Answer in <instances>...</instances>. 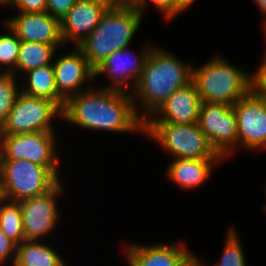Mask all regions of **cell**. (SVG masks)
<instances>
[{
	"instance_id": "15",
	"label": "cell",
	"mask_w": 266,
	"mask_h": 266,
	"mask_svg": "<svg viewBox=\"0 0 266 266\" xmlns=\"http://www.w3.org/2000/svg\"><path fill=\"white\" fill-rule=\"evenodd\" d=\"M201 99L193 81L177 89L144 123L195 124Z\"/></svg>"
},
{
	"instance_id": "31",
	"label": "cell",
	"mask_w": 266,
	"mask_h": 266,
	"mask_svg": "<svg viewBox=\"0 0 266 266\" xmlns=\"http://www.w3.org/2000/svg\"><path fill=\"white\" fill-rule=\"evenodd\" d=\"M196 0H173V18L189 9Z\"/></svg>"
},
{
	"instance_id": "18",
	"label": "cell",
	"mask_w": 266,
	"mask_h": 266,
	"mask_svg": "<svg viewBox=\"0 0 266 266\" xmlns=\"http://www.w3.org/2000/svg\"><path fill=\"white\" fill-rule=\"evenodd\" d=\"M224 159H172L166 174L183 190H194L208 182L213 175L214 167Z\"/></svg>"
},
{
	"instance_id": "20",
	"label": "cell",
	"mask_w": 266,
	"mask_h": 266,
	"mask_svg": "<svg viewBox=\"0 0 266 266\" xmlns=\"http://www.w3.org/2000/svg\"><path fill=\"white\" fill-rule=\"evenodd\" d=\"M64 258L43 240H24L17 245L13 266H67Z\"/></svg>"
},
{
	"instance_id": "28",
	"label": "cell",
	"mask_w": 266,
	"mask_h": 266,
	"mask_svg": "<svg viewBox=\"0 0 266 266\" xmlns=\"http://www.w3.org/2000/svg\"><path fill=\"white\" fill-rule=\"evenodd\" d=\"M17 13H37L46 11L47 0H11L7 5Z\"/></svg>"
},
{
	"instance_id": "3",
	"label": "cell",
	"mask_w": 266,
	"mask_h": 266,
	"mask_svg": "<svg viewBox=\"0 0 266 266\" xmlns=\"http://www.w3.org/2000/svg\"><path fill=\"white\" fill-rule=\"evenodd\" d=\"M143 18L136 7L110 6L96 28L77 47L95 70L114 51L130 45Z\"/></svg>"
},
{
	"instance_id": "22",
	"label": "cell",
	"mask_w": 266,
	"mask_h": 266,
	"mask_svg": "<svg viewBox=\"0 0 266 266\" xmlns=\"http://www.w3.org/2000/svg\"><path fill=\"white\" fill-rule=\"evenodd\" d=\"M0 228L17 245L25 240L19 202L6 199L0 201Z\"/></svg>"
},
{
	"instance_id": "33",
	"label": "cell",
	"mask_w": 266,
	"mask_h": 266,
	"mask_svg": "<svg viewBox=\"0 0 266 266\" xmlns=\"http://www.w3.org/2000/svg\"><path fill=\"white\" fill-rule=\"evenodd\" d=\"M181 266H204L203 263L193 253L182 263Z\"/></svg>"
},
{
	"instance_id": "17",
	"label": "cell",
	"mask_w": 266,
	"mask_h": 266,
	"mask_svg": "<svg viewBox=\"0 0 266 266\" xmlns=\"http://www.w3.org/2000/svg\"><path fill=\"white\" fill-rule=\"evenodd\" d=\"M183 241L139 245H124V254L129 266H181L192 254Z\"/></svg>"
},
{
	"instance_id": "19",
	"label": "cell",
	"mask_w": 266,
	"mask_h": 266,
	"mask_svg": "<svg viewBox=\"0 0 266 266\" xmlns=\"http://www.w3.org/2000/svg\"><path fill=\"white\" fill-rule=\"evenodd\" d=\"M25 82L21 83V92L55 102L63 109L65 100L59 95L52 65H46L23 74ZM25 83V85H24Z\"/></svg>"
},
{
	"instance_id": "11",
	"label": "cell",
	"mask_w": 266,
	"mask_h": 266,
	"mask_svg": "<svg viewBox=\"0 0 266 266\" xmlns=\"http://www.w3.org/2000/svg\"><path fill=\"white\" fill-rule=\"evenodd\" d=\"M153 45L151 42L145 43L144 48L140 49L141 53L138 51L136 55L129 49L131 46L114 51L94 70V80L102 74L108 75L112 82L104 88L129 92L131 86L133 91Z\"/></svg>"
},
{
	"instance_id": "4",
	"label": "cell",
	"mask_w": 266,
	"mask_h": 266,
	"mask_svg": "<svg viewBox=\"0 0 266 266\" xmlns=\"http://www.w3.org/2000/svg\"><path fill=\"white\" fill-rule=\"evenodd\" d=\"M216 54L203 65H192V81L201 102L233 106L251 91V72L244 70V66L232 65L221 54Z\"/></svg>"
},
{
	"instance_id": "21",
	"label": "cell",
	"mask_w": 266,
	"mask_h": 266,
	"mask_svg": "<svg viewBox=\"0 0 266 266\" xmlns=\"http://www.w3.org/2000/svg\"><path fill=\"white\" fill-rule=\"evenodd\" d=\"M57 48L54 45L21 41L15 76L21 72L24 74L30 70L52 65Z\"/></svg>"
},
{
	"instance_id": "9",
	"label": "cell",
	"mask_w": 266,
	"mask_h": 266,
	"mask_svg": "<svg viewBox=\"0 0 266 266\" xmlns=\"http://www.w3.org/2000/svg\"><path fill=\"white\" fill-rule=\"evenodd\" d=\"M197 124L224 160L237 151V119L233 106L201 102Z\"/></svg>"
},
{
	"instance_id": "6",
	"label": "cell",
	"mask_w": 266,
	"mask_h": 266,
	"mask_svg": "<svg viewBox=\"0 0 266 266\" xmlns=\"http://www.w3.org/2000/svg\"><path fill=\"white\" fill-rule=\"evenodd\" d=\"M59 180L44 166L28 160H0L3 199L20 202L50 191Z\"/></svg>"
},
{
	"instance_id": "36",
	"label": "cell",
	"mask_w": 266,
	"mask_h": 266,
	"mask_svg": "<svg viewBox=\"0 0 266 266\" xmlns=\"http://www.w3.org/2000/svg\"><path fill=\"white\" fill-rule=\"evenodd\" d=\"M3 199L2 190H1V183H0V201Z\"/></svg>"
},
{
	"instance_id": "35",
	"label": "cell",
	"mask_w": 266,
	"mask_h": 266,
	"mask_svg": "<svg viewBox=\"0 0 266 266\" xmlns=\"http://www.w3.org/2000/svg\"><path fill=\"white\" fill-rule=\"evenodd\" d=\"M11 2V0H0V5H4L5 7H7V5Z\"/></svg>"
},
{
	"instance_id": "13",
	"label": "cell",
	"mask_w": 266,
	"mask_h": 266,
	"mask_svg": "<svg viewBox=\"0 0 266 266\" xmlns=\"http://www.w3.org/2000/svg\"><path fill=\"white\" fill-rule=\"evenodd\" d=\"M5 19V20H4ZM2 21L18 36L20 41L39 42L64 47L60 20L46 11L37 13H16Z\"/></svg>"
},
{
	"instance_id": "32",
	"label": "cell",
	"mask_w": 266,
	"mask_h": 266,
	"mask_svg": "<svg viewBox=\"0 0 266 266\" xmlns=\"http://www.w3.org/2000/svg\"><path fill=\"white\" fill-rule=\"evenodd\" d=\"M110 6L136 7L141 0H106Z\"/></svg>"
},
{
	"instance_id": "12",
	"label": "cell",
	"mask_w": 266,
	"mask_h": 266,
	"mask_svg": "<svg viewBox=\"0 0 266 266\" xmlns=\"http://www.w3.org/2000/svg\"><path fill=\"white\" fill-rule=\"evenodd\" d=\"M233 110L237 119L238 147L250 152L266 149V100L250 91L233 105Z\"/></svg>"
},
{
	"instance_id": "26",
	"label": "cell",
	"mask_w": 266,
	"mask_h": 266,
	"mask_svg": "<svg viewBox=\"0 0 266 266\" xmlns=\"http://www.w3.org/2000/svg\"><path fill=\"white\" fill-rule=\"evenodd\" d=\"M251 91L258 97L266 100V54L262 56V61L258 69L251 73Z\"/></svg>"
},
{
	"instance_id": "23",
	"label": "cell",
	"mask_w": 266,
	"mask_h": 266,
	"mask_svg": "<svg viewBox=\"0 0 266 266\" xmlns=\"http://www.w3.org/2000/svg\"><path fill=\"white\" fill-rule=\"evenodd\" d=\"M2 24L6 32L0 34V70L4 74L15 75L21 41L7 24Z\"/></svg>"
},
{
	"instance_id": "5",
	"label": "cell",
	"mask_w": 266,
	"mask_h": 266,
	"mask_svg": "<svg viewBox=\"0 0 266 266\" xmlns=\"http://www.w3.org/2000/svg\"><path fill=\"white\" fill-rule=\"evenodd\" d=\"M144 136L159 144L173 159H223L197 123H144Z\"/></svg>"
},
{
	"instance_id": "14",
	"label": "cell",
	"mask_w": 266,
	"mask_h": 266,
	"mask_svg": "<svg viewBox=\"0 0 266 266\" xmlns=\"http://www.w3.org/2000/svg\"><path fill=\"white\" fill-rule=\"evenodd\" d=\"M52 66L57 91L65 101L87 90L88 87L84 86L85 89H83V85L94 80V69L77 46L70 53L58 56Z\"/></svg>"
},
{
	"instance_id": "24",
	"label": "cell",
	"mask_w": 266,
	"mask_h": 266,
	"mask_svg": "<svg viewBox=\"0 0 266 266\" xmlns=\"http://www.w3.org/2000/svg\"><path fill=\"white\" fill-rule=\"evenodd\" d=\"M242 247L236 228H229L226 232L222 255L214 266H246V256Z\"/></svg>"
},
{
	"instance_id": "37",
	"label": "cell",
	"mask_w": 266,
	"mask_h": 266,
	"mask_svg": "<svg viewBox=\"0 0 266 266\" xmlns=\"http://www.w3.org/2000/svg\"><path fill=\"white\" fill-rule=\"evenodd\" d=\"M263 29H264V33H265L264 37L266 38V25L263 26ZM265 41H266V39H265ZM265 54H266V52H265Z\"/></svg>"
},
{
	"instance_id": "30",
	"label": "cell",
	"mask_w": 266,
	"mask_h": 266,
	"mask_svg": "<svg viewBox=\"0 0 266 266\" xmlns=\"http://www.w3.org/2000/svg\"><path fill=\"white\" fill-rule=\"evenodd\" d=\"M151 1L156 9L166 18L168 21L173 20V0H141L136 8L145 15V7L147 3Z\"/></svg>"
},
{
	"instance_id": "27",
	"label": "cell",
	"mask_w": 266,
	"mask_h": 266,
	"mask_svg": "<svg viewBox=\"0 0 266 266\" xmlns=\"http://www.w3.org/2000/svg\"><path fill=\"white\" fill-rule=\"evenodd\" d=\"M17 244L12 241L0 228V264L6 265L9 263L13 266L16 259ZM12 260V261H11ZM6 263V264H5Z\"/></svg>"
},
{
	"instance_id": "7",
	"label": "cell",
	"mask_w": 266,
	"mask_h": 266,
	"mask_svg": "<svg viewBox=\"0 0 266 266\" xmlns=\"http://www.w3.org/2000/svg\"><path fill=\"white\" fill-rule=\"evenodd\" d=\"M55 132L0 134V160H28L46 167L59 181L60 160Z\"/></svg>"
},
{
	"instance_id": "1",
	"label": "cell",
	"mask_w": 266,
	"mask_h": 266,
	"mask_svg": "<svg viewBox=\"0 0 266 266\" xmlns=\"http://www.w3.org/2000/svg\"><path fill=\"white\" fill-rule=\"evenodd\" d=\"M131 92L89 88L69 97L62 109V120L88 129L144 135V121L135 110Z\"/></svg>"
},
{
	"instance_id": "34",
	"label": "cell",
	"mask_w": 266,
	"mask_h": 266,
	"mask_svg": "<svg viewBox=\"0 0 266 266\" xmlns=\"http://www.w3.org/2000/svg\"><path fill=\"white\" fill-rule=\"evenodd\" d=\"M256 4L257 8L259 9L260 13L265 17L264 25H266V0H252Z\"/></svg>"
},
{
	"instance_id": "25",
	"label": "cell",
	"mask_w": 266,
	"mask_h": 266,
	"mask_svg": "<svg viewBox=\"0 0 266 266\" xmlns=\"http://www.w3.org/2000/svg\"><path fill=\"white\" fill-rule=\"evenodd\" d=\"M17 78L14 74L3 73L0 76V127L6 121L18 94L21 92V86H19L21 84Z\"/></svg>"
},
{
	"instance_id": "10",
	"label": "cell",
	"mask_w": 266,
	"mask_h": 266,
	"mask_svg": "<svg viewBox=\"0 0 266 266\" xmlns=\"http://www.w3.org/2000/svg\"><path fill=\"white\" fill-rule=\"evenodd\" d=\"M61 181L47 193L19 202L25 240H43L57 228L60 214H62L59 213L57 200L64 193Z\"/></svg>"
},
{
	"instance_id": "29",
	"label": "cell",
	"mask_w": 266,
	"mask_h": 266,
	"mask_svg": "<svg viewBox=\"0 0 266 266\" xmlns=\"http://www.w3.org/2000/svg\"><path fill=\"white\" fill-rule=\"evenodd\" d=\"M75 3L76 0H47L46 12L61 21Z\"/></svg>"
},
{
	"instance_id": "2",
	"label": "cell",
	"mask_w": 266,
	"mask_h": 266,
	"mask_svg": "<svg viewBox=\"0 0 266 266\" xmlns=\"http://www.w3.org/2000/svg\"><path fill=\"white\" fill-rule=\"evenodd\" d=\"M191 81V64L154 44L131 91L137 114L145 121L177 89Z\"/></svg>"
},
{
	"instance_id": "16",
	"label": "cell",
	"mask_w": 266,
	"mask_h": 266,
	"mask_svg": "<svg viewBox=\"0 0 266 266\" xmlns=\"http://www.w3.org/2000/svg\"><path fill=\"white\" fill-rule=\"evenodd\" d=\"M109 7L106 0H76L60 21L63 43L79 45L96 28Z\"/></svg>"
},
{
	"instance_id": "8",
	"label": "cell",
	"mask_w": 266,
	"mask_h": 266,
	"mask_svg": "<svg viewBox=\"0 0 266 266\" xmlns=\"http://www.w3.org/2000/svg\"><path fill=\"white\" fill-rule=\"evenodd\" d=\"M59 117L62 119V109L55 102L20 92L0 134L55 132L53 122Z\"/></svg>"
}]
</instances>
